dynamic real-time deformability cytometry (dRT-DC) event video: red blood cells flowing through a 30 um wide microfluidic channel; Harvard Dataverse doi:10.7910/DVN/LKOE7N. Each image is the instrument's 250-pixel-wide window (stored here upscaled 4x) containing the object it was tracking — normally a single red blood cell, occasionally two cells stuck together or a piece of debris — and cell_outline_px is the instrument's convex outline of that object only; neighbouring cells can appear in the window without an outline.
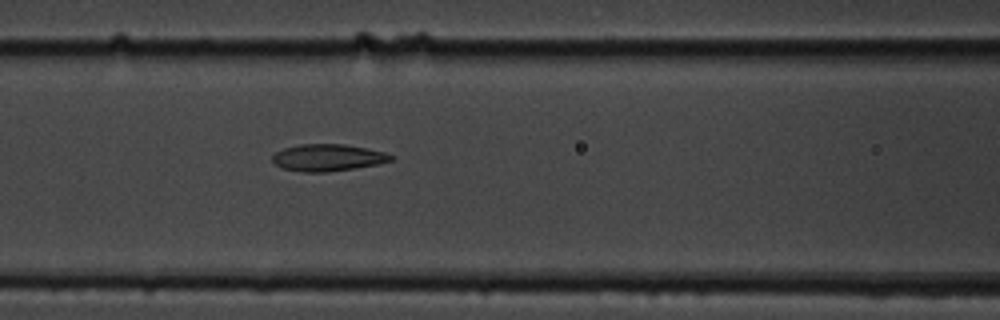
{"species": "common noctule bat (a hibernating species)", "species_latin": "Nyctalus noctula", "temperature_condition": "cold", "stored_images_in_passage": 4, "camera_frame_rate_fps": 3000, "um_per_image_px": 0.085, "animal": {"sex": "male", "body_mass_g": 19.5, "forearm_length_mm": 54.6}, "frame": {"image": 1, "passage_image": 4, "time_ms": 4.333, "image_size_px": [1000, 320], "cell_outline_px": [[392, 160], [376, 164], [352, 168], [324, 172], [300, 172], [280, 168], [272, 160], [272, 156], [276, 152], [284, 148], [300, 144], [344, 144], [368, 148], [384, 152], [392, 156]], "centroid_in_image_um": [27.81, 13.39], "position_along_channel_um": 138.8, "area_um2": 18.44}}